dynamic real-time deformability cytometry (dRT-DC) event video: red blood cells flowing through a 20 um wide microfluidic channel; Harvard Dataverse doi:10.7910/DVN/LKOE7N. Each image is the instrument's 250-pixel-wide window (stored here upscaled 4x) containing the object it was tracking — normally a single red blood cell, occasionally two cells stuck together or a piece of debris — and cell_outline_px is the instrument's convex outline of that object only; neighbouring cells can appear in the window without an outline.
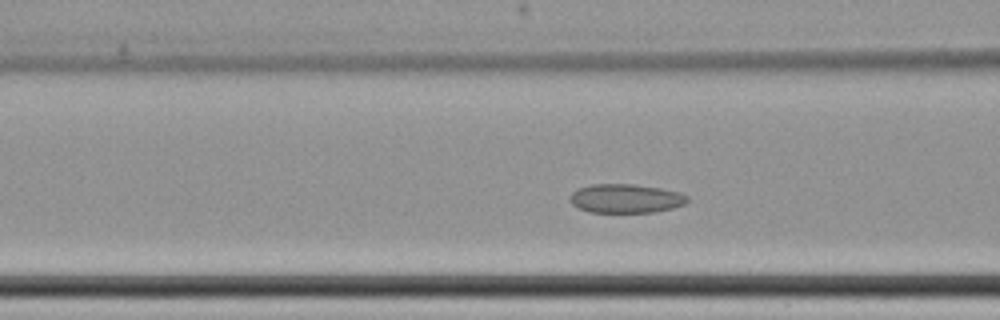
{"species": "common noctule bat (a hibernating species)", "species_latin": "Nyctalus noctula", "temperature_condition": "cold", "stored_images_in_passage": 60, "camera_frame_rate_fps": 3000, "um_per_image_px": 0.085, "animal": {"sex": "female", "body_mass_g": 22.7, "forearm_length_mm": 54.2}, "frame": {"image": 1, "passage_image": 23, "time_ms": 7.333, "image_size_px": [1000, 320], "cell_outline_px": [[688, 200], [684, 204], [672, 208], [656, 212], [588, 212], [572, 204], [568, 200], [568, 196], [572, 192], [580, 188], [592, 184], [636, 184], [660, 188], [680, 192], [688, 196]], "centroid_in_image_um": [53.18, 16.87], "position_along_channel_um": 113.4, "area_um2": 19.88}}
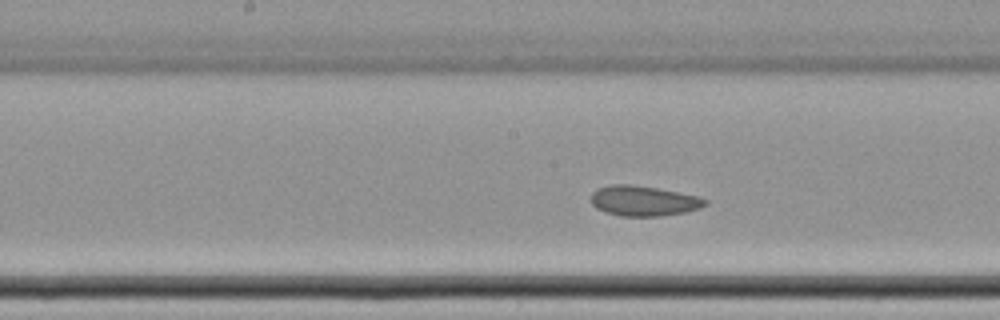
{"frame": {"image": 2, "passage_image": 30, "time_ms": 9.667, "image_size_px": [1000, 320], "cell_outline_px": [[708, 204], [700, 208], [684, 212], [660, 216], [620, 216], [604, 212], [596, 208], [592, 204], [592, 192], [596, 188], [612, 184], [632, 184], [656, 188], [700, 196], [708, 200]], "centroid_in_image_um": [54.71, 17.07], "position_along_channel_um": 193.5, "area_um2": 20.23}}
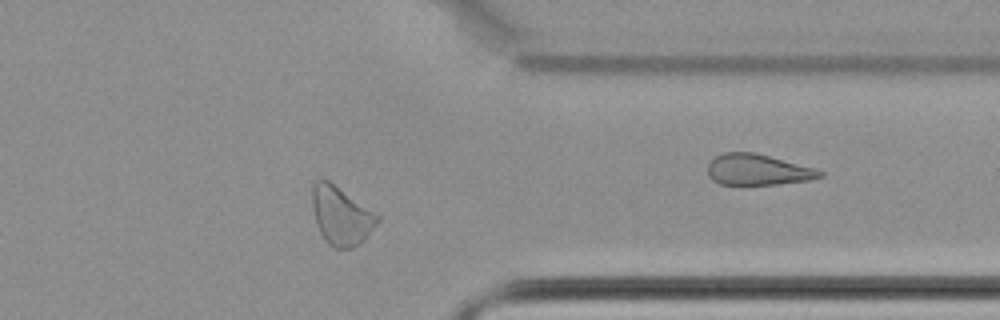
{"frame": {"image": 3, "passage_image": 47, "time_ms": 15.333, "image_size_px": [1000, 320], "cell_outline_px": [[380, 220], [364, 240], [360, 244], [352, 248], [332, 248], [324, 240], [316, 224], [312, 208], [312, 184], [316, 180], [328, 180], [380, 216]], "centroid_in_image_um": [28.98, 18.36], "position_along_channel_um": 382.4, "area_um2": 22.14}, "authors_computed_cell_mechanics": {"area_um2": 21.6172, "velocity_mm_per_s": 3.435, "shape_relaxation_time_tau1_ms": null, "shape_relaxation_time_tau2_ms": 3.1779, "deformation_change_tau1": null, "deformation_change_tau2": 0.0844}}